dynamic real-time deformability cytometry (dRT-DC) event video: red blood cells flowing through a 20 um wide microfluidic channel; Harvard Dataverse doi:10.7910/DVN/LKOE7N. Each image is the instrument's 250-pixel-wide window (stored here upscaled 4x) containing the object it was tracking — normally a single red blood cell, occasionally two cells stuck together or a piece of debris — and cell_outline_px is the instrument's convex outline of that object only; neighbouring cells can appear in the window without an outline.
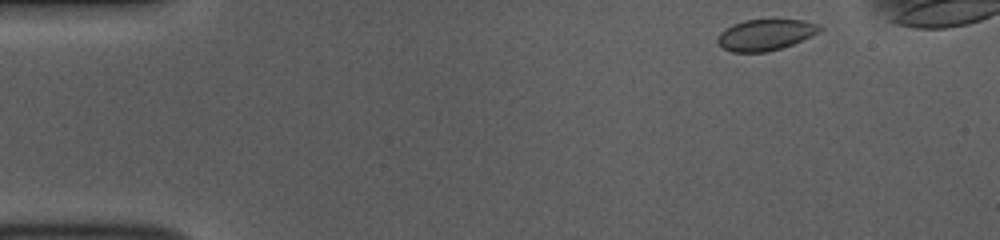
{"species": "common noctule bat (a hibernating species)", "species_latin": "Nyctalus noctula", "temperature_condition": "room temperature", "stored_images_in_passage": 42, "camera_frame_rate_fps": 3000, "um_per_image_px": 0.085, "animal": {"sex": "female", "body_mass_g": 10.0, "forearm_length_mm": 53.1}, "frame": {"image": 1, "passage_image": 1, "time_ms": 0.0, "image_size_px": [1000, 240], "cell_outline_px": [[824, 28], [820, 32], [792, 44], [780, 48], [764, 52], [732, 52], [724, 48], [716, 40], [720, 32], [724, 28], [732, 24], [744, 20], [804, 20], [816, 24]], "centroid_in_image_um": [65.04, 2.95], "position_along_channel_um": 20.0, "area_um2": 18.38}}
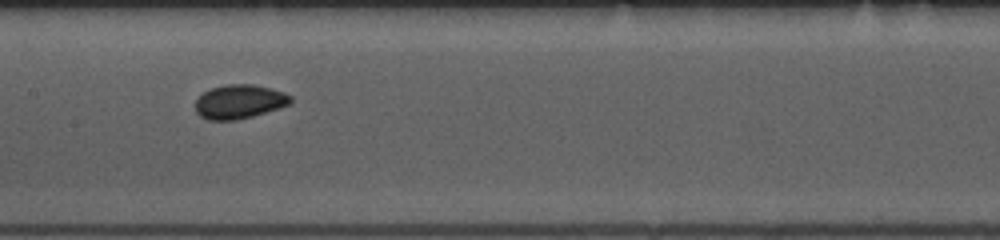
{"frame": {"image": 2, "passage_image": 21, "time_ms": 6.667, "image_size_px": [1000, 240], "cell_outline_px": [[292, 100], [288, 104], [280, 108], [252, 116], [236, 120], [208, 120], [200, 116], [196, 112], [196, 100], [204, 92], [212, 88], [228, 84], [252, 84], [272, 88], [284, 92], [292, 96]], "centroid_in_image_um": [20.36, 8.64], "position_along_channel_um": 187.0, "area_um2": 18.84}}
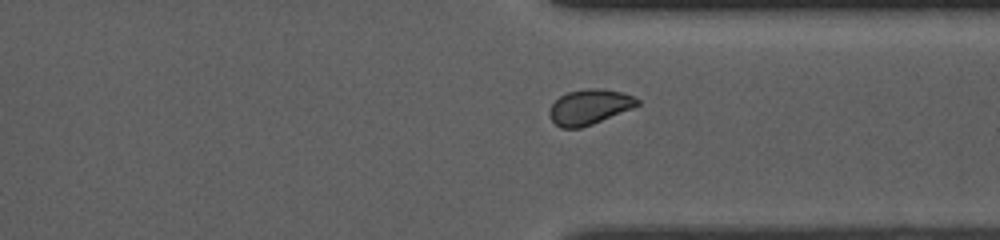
{"frame": {"image": 3, "passage_image": 35, "time_ms": 11.333, "image_size_px": [1000, 240], "cell_outline_px": [[640, 104], [632, 108], [592, 124], [580, 128], [560, 128], [552, 120], [548, 112], [552, 104], [560, 96], [568, 92], [588, 88], [600, 88], [624, 92], [640, 100]], "centroid_in_image_um": [50.1, 9.08], "position_along_channel_um": 361.3, "area_um2": 17.92}}